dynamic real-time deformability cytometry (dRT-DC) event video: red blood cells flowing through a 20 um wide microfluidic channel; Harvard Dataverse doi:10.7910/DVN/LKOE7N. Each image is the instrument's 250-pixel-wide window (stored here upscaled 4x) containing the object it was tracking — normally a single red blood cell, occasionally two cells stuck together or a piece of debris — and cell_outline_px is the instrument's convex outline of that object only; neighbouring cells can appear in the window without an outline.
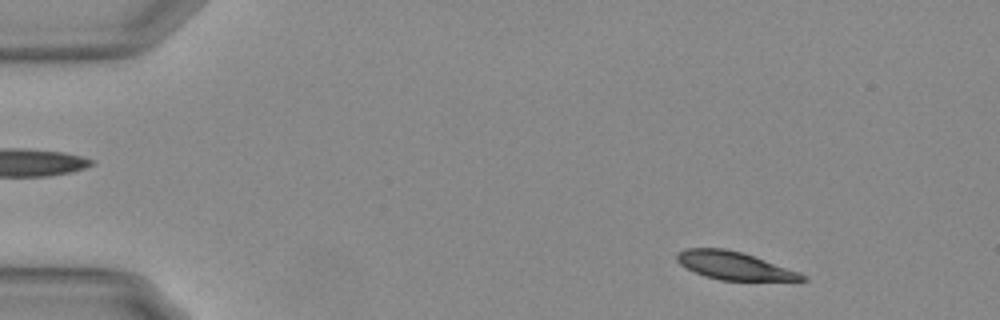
{"species": "Egyptian fruit bat (a non-hibernating species)", "species_latin": "Rousettus aegyptiacus", "temperature_condition": "warm", "stored_images_in_passage": 53, "camera_frame_rate_fps": 3000, "um_per_image_px": 0.085, "animal": {"sex": "female"}, "frame": {"image": 1, "passage_image": 5, "time_ms": 1.333, "image_size_px": [1000, 320], "cell_outline_px": [[808, 280], [720, 280], [704, 276], [680, 264], [676, 260], [676, 256], [680, 252], [688, 248], [724, 248], [740, 252], [800, 272], [808, 276]], "centroid_in_image_um": [62.41, 22.59], "position_along_channel_um": 22.6, "area_um2": 19.94}}
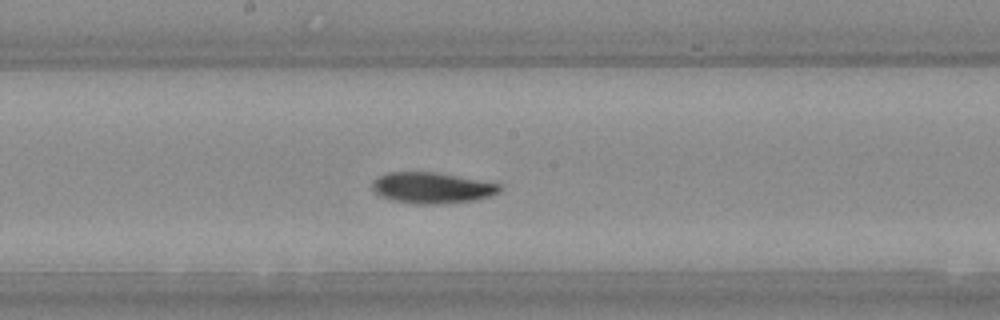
{"frame": {"image": 2, "passage_image": 28, "time_ms": 9.0, "image_size_px": [1000, 320], "cell_outline_px": [[504, 188], [500, 192], [492, 196], [476, 200], [436, 204], [416, 204], [392, 200], [380, 196], [372, 188], [372, 180], [388, 172], [440, 172], [500, 184]], "centroid_in_image_um": [36.76, 15.96], "position_along_channel_um": 211.4, "area_um2": 23.24}}
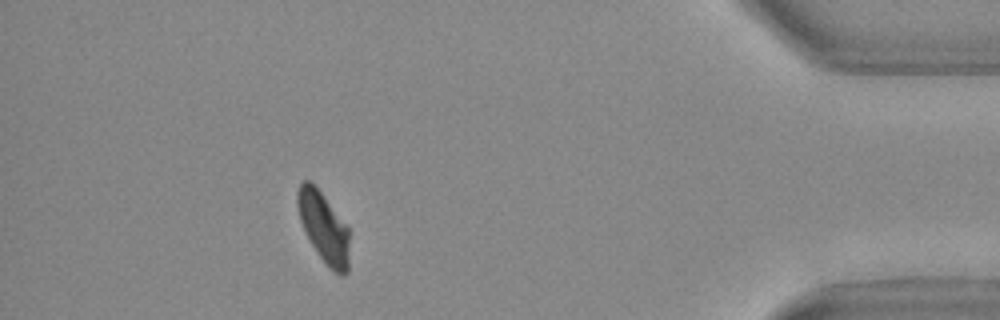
{"frame": {"image": 3, "passage_image": 48, "time_ms": 15.667, "image_size_px": [1000, 320], "cell_outline_px": [[348, 272], [344, 276], [340, 276], [332, 272], [328, 268], [304, 232], [300, 220], [296, 204], [296, 192], [300, 184], [304, 180], [308, 180], [320, 192], [348, 228]], "centroid_in_image_um": [27.49, 19.37], "position_along_channel_um": 407.7, "area_um2": 21.04}, "authors_computed_cell_mechanics": {"area_um2": 21.964, "velocity_mm_per_s": 3.6811, "shape_relaxation_time_tau1_ms": 6.2293, "shape_relaxation_time_tau2_ms": 3.4548, "deformation_change_tau1": 0.1848, "deformation_change_tau2": 0.071}}